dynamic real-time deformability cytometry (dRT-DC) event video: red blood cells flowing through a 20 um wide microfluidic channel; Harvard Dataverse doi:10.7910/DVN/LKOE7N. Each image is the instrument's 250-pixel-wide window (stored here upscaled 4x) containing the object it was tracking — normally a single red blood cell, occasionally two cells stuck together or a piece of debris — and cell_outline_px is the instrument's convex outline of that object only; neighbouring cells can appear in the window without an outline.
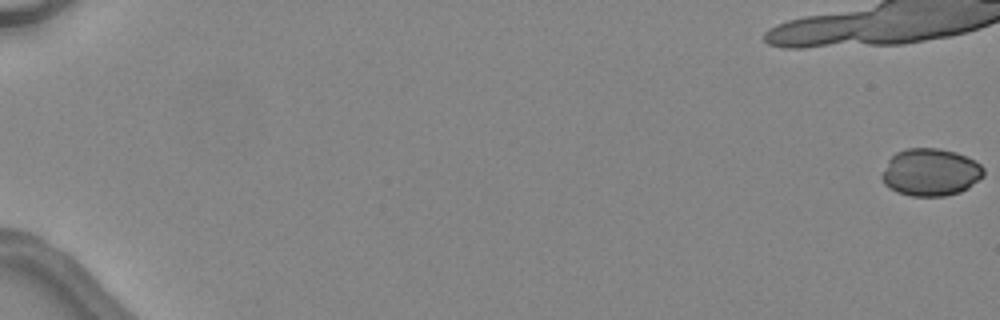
{"species": "common noctule bat (a hibernating species)", "species_latin": "Nyctalus noctula", "temperature_condition": "warm", "stored_images_in_passage": 7, "camera_frame_rate_fps": 3000, "um_per_image_px": 0.085, "animal": {"sex": "female", "body_mass_g": 24.6, "forearm_length_mm": 56.2}, "frame": {"image": 1, "passage_image": 1, "time_ms": 0.0, "image_size_px": [1000, 320], "cell_outline_px": [[984, 176], [968, 188], [960, 192], [944, 196], [912, 196], [896, 192], [884, 184], [880, 176], [888, 160], [896, 152], [908, 148], [936, 148], [956, 152], [976, 160], [984, 168]], "centroid_in_image_um": [79.1, 14.64], "position_along_channel_um": 5.9, "area_um2": 28.32}}